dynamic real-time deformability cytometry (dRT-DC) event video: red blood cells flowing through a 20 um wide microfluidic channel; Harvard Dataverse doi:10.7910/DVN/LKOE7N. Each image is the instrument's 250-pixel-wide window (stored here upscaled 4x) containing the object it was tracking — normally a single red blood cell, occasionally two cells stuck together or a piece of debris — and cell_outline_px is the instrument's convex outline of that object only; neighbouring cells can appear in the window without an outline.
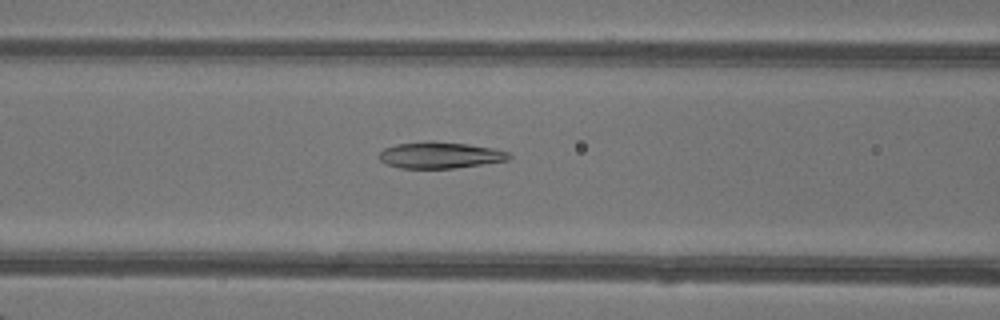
{"species": "common noctule bat (a hibernating species)", "species_latin": "Nyctalus noctula", "temperature_condition": "warm", "stored_images_in_passage": 48, "camera_frame_rate_fps": 3000, "um_per_image_px": 0.085, "animal": {"sex": "female"}, "frame": {"image": 1, "passage_image": 21, "time_ms": 6.667, "image_size_px": [1000, 320], "cell_outline_px": [[512, 156], [508, 160], [452, 168], [400, 168], [388, 164], [380, 160], [376, 156], [384, 148], [396, 144], [432, 140], [468, 144], [492, 148], [508, 152]], "centroid_in_image_um": [37.36, 13.17], "position_along_channel_um": 129.2, "area_um2": 19.94}}
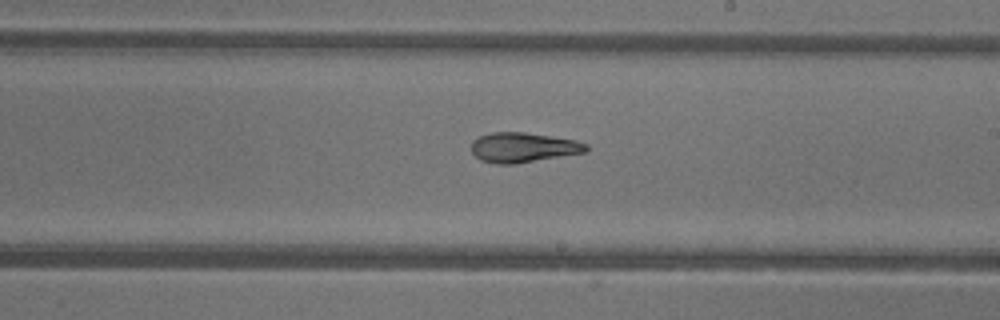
{"frame": {"image": 2, "passage_image": 29, "time_ms": 9.333, "image_size_px": [1000, 320], "cell_outline_px": [[588, 152], [516, 164], [496, 164], [480, 160], [472, 152], [472, 140], [480, 136], [492, 132], [524, 132], [576, 140], [588, 144]], "centroid_in_image_um": [44.49, 12.54], "position_along_channel_um": 244.5, "area_um2": 20.11}}
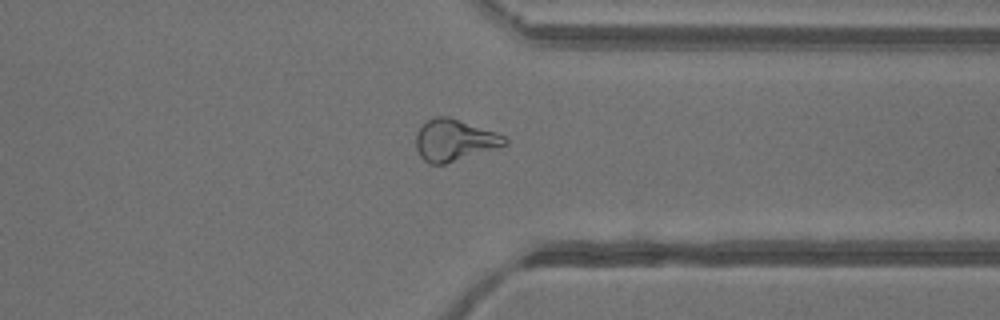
{"frame": {"image": 3, "passage_image": 38, "time_ms": 12.333, "image_size_px": [1000, 320], "cell_outline_px": [[508, 144], [500, 148], [444, 164], [428, 164], [420, 156], [416, 148], [416, 132], [428, 120], [436, 116], [448, 116], [496, 132], [504, 136], [508, 140]], "centroid_in_image_um": [38.64, 11.93], "position_along_channel_um": 372.8, "area_um2": 21.62}, "authors_computed_cell_mechanics": {"area_um2": 21.9929, "velocity_mm_per_s": 4.3343, "shape_relaxation_time_tau1_ms": null, "shape_relaxation_time_tau2_ms": 2.9106, "deformation_change_tau1": null, "deformation_change_tau2": 0.0956}}